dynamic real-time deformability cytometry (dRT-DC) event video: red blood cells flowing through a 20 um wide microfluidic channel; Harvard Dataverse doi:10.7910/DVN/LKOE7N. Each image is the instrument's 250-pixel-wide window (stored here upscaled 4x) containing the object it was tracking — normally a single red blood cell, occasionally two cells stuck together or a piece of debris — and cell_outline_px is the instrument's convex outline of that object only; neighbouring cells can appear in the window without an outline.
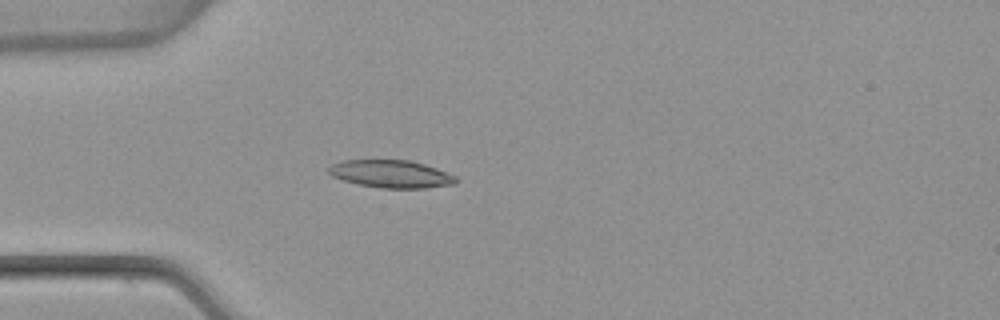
{"species": "common noctule bat (a hibernating species)", "species_latin": "Nyctalus noctula", "temperature_condition": "warm", "stored_images_in_passage": 3, "camera_frame_rate_fps": 3000, "um_per_image_px": 0.085, "animal": {"sex": "female", "body_mass_g": 22.7, "forearm_length_mm": 54.2}, "frame": {"image": 1, "passage_image": 3, "time_ms": 0.667, "image_size_px": [1000, 320], "cell_outline_px": [[456, 184], [424, 188], [380, 188], [360, 184], [344, 180], [332, 176], [328, 172], [328, 168], [332, 164], [340, 160], [408, 160], [424, 164], [436, 168], [456, 176]], "centroid_in_image_um": [33.23, 14.78], "position_along_channel_um": 51.8, "area_um2": 20.4}}